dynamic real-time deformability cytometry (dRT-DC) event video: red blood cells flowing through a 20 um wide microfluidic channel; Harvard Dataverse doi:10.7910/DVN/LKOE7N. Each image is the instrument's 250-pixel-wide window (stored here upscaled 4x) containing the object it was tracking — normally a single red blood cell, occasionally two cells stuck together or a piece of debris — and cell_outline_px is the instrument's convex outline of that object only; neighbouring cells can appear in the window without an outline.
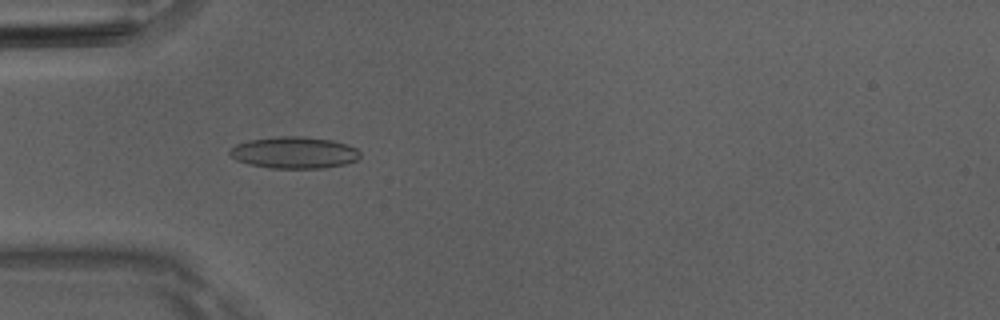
{"species": "Egyptian fruit bat (a non-hibernating species)", "species_latin": "Rousettus aegyptiacus", "temperature_condition": "room temperature", "stored_images_in_passage": 43, "camera_frame_rate_fps": 3000, "um_per_image_px": 0.085, "animal": {"sex": "male"}, "frame": {"image": 1, "passage_image": 7, "time_ms": 2.0, "image_size_px": [1000, 320], "cell_outline_px": [[360, 156], [356, 160], [344, 164], [324, 168], [268, 168], [248, 164], [236, 160], [228, 152], [236, 144], [248, 140], [280, 136], [304, 136], [332, 140], [356, 148], [360, 152]], "centroid_in_image_um": [24.99, 12.97], "position_along_channel_um": 60.0, "area_um2": 24.04}}
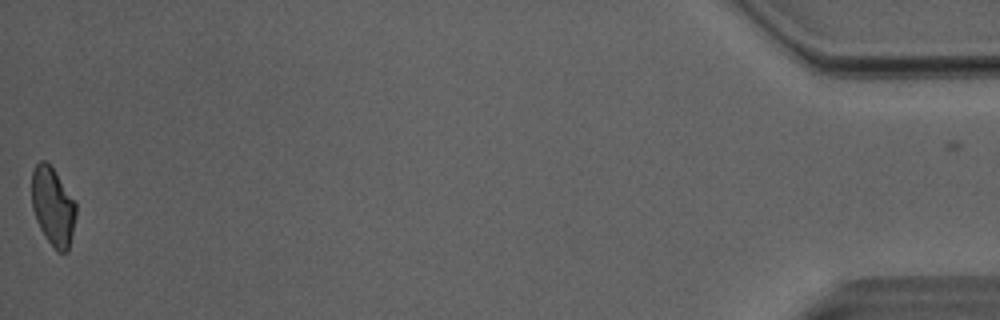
{"frame": {"image": 2, "passage_image": 42, "time_ms": 13.667, "image_size_px": [1000, 320], "cell_outline_px": [[76, 216], [68, 252], [60, 252], [44, 236], [36, 220], [32, 208], [32, 172], [36, 164], [40, 160], [44, 160], [52, 168], [76, 204]], "centroid_in_image_um": [4.48, 17.56], "position_along_channel_um": 430.7, "area_um2": 19.77}, "authors_computed_cell_mechanics": {"area_um2": 21.2704, "velocity_mm_per_s": 4.0466, "shape_relaxation_time_tau1_ms": 7.6145, "shape_relaxation_time_tau2_ms": 2.9619, "deformation_change_tau1": 0.1656, "deformation_change_tau2": 0.098}}